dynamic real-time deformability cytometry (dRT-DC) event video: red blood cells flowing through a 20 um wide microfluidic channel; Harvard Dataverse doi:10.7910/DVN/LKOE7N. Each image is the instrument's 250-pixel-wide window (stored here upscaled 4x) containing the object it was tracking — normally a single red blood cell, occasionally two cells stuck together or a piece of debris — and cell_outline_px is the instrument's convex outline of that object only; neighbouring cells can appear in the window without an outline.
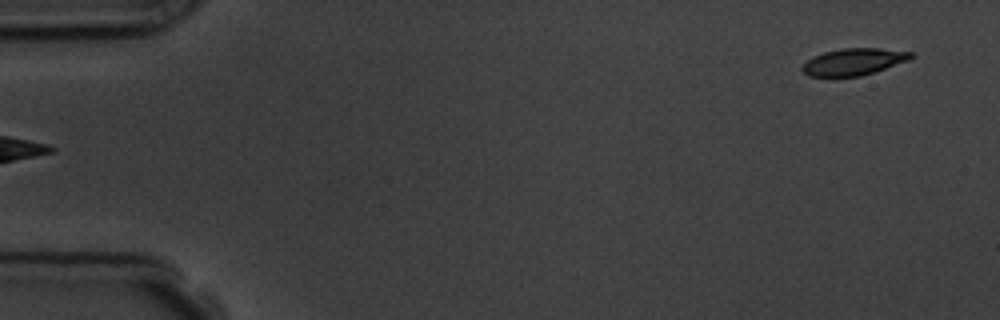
{"species": "common noctule bat (a hibernating species)", "species_latin": "Nyctalus noctula", "temperature_condition": "room temperature", "stored_images_in_passage": 5, "segment_of_instrument_passage": [2, 2], "camera_frame_rate_fps": 3000, "um_per_image_px": 0.085, "animal": {"sex": "male", "body_mass_g": 19.5, "forearm_length_mm": 54.6}, "frame": {"image": 1, "passage_image": 5, "time_ms": 5.333, "image_size_px": [1000, 320], "cell_outline_px": [[916, 56], [908, 60], [860, 76], [808, 76], [800, 68], [812, 56], [824, 52], [844, 48], [880, 48], [912, 52]], "centroid_in_image_um": [72.55, 5.24], "position_along_channel_um": 12.4, "area_um2": 16.76}}